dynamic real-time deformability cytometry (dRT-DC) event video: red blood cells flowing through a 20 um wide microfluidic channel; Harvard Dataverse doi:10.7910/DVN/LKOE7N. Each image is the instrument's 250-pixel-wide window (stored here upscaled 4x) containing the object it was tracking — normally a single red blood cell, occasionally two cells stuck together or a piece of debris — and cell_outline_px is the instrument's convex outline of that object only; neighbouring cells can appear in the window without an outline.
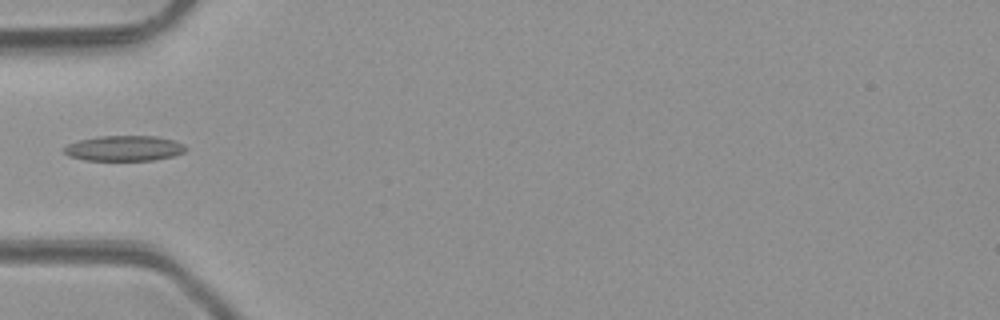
{"species": "common noctule bat (a hibernating species)", "species_latin": "Nyctalus noctula", "temperature_condition": "room temperature", "stored_images_in_passage": 1, "camera_frame_rate_fps": 3000, "um_per_image_px": 0.085, "animal": {"sex": "male", "body_mass_g": 23.1, "forearm_length_mm": 52.7}, "frame": {"image": 1, "passage_image": 1, "time_ms": 0.0, "image_size_px": [1000, 320], "cell_outline_px": [[188, 148], [184, 152], [172, 156], [152, 160], [84, 160], [68, 156], [64, 152], [64, 148], [68, 144], [80, 140], [100, 136], [156, 136], [176, 140], [184, 144]], "centroid_in_image_um": [10.59, 12.6], "position_along_channel_um": 74.4, "area_um2": 17.98}}